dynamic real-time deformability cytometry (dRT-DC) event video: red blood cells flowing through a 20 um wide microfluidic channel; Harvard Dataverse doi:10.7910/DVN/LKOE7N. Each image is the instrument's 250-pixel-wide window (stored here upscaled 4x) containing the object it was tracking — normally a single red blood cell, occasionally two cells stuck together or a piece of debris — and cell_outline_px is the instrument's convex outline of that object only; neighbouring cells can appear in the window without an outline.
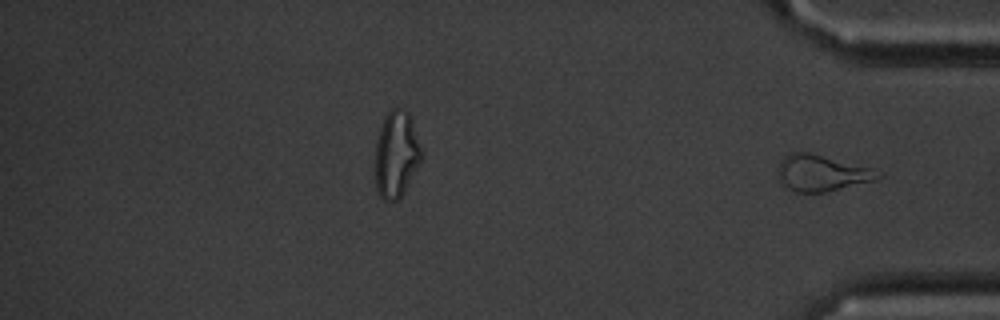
{"species": "common noctule bat (a hibernating species)", "species_latin": "Nyctalus noctula", "temperature_condition": "cold", "stored_images_in_passage": 36, "segment_of_instrument_passage": [2, 2], "camera_frame_rate_fps": 3000, "um_per_image_px": 0.085, "animal": {"sex": "male", "body_mass_g": 20.1, "forearm_length_mm": 53.5}, "frame": {"image": 1, "passage_image": 36, "time_ms": 11.667, "image_size_px": [1000, 320], "cell_outline_px": [[884, 176], [876, 180], [824, 192], [796, 192], [780, 184], [776, 176], [776, 168], [780, 160], [788, 152], [808, 152], [872, 168]], "centroid_in_image_um": [69.76, 14.7], "position_along_channel_um": 365.4, "area_um2": 21.33}}